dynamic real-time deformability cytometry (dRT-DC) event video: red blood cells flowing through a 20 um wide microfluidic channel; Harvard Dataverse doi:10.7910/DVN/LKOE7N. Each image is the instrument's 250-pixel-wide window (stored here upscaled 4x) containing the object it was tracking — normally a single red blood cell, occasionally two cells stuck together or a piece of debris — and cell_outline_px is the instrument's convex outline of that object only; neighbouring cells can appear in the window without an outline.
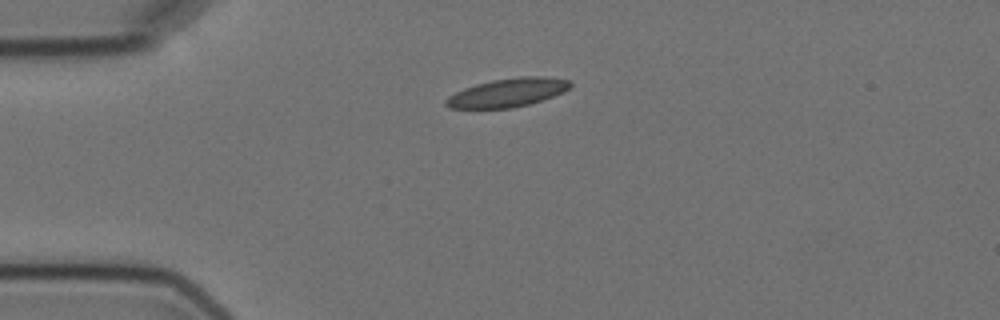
{"species": "Egyptian fruit bat (a non-hibernating species)", "species_latin": "Rousettus aegyptiacus", "temperature_condition": "cold", "stored_images_in_passage": 2, "camera_frame_rate_fps": 3000, "um_per_image_px": 0.085, "animal": {"sex": "female"}, "frame": {"image": 1, "passage_image": 1, "time_ms": 0.0, "image_size_px": [1000, 320], "cell_outline_px": [[572, 84], [564, 92], [528, 104], [512, 108], [448, 108], [444, 104], [444, 100], [448, 96], [464, 88], [476, 84], [492, 80], [520, 76], [544, 76], [572, 80]], "centroid_in_image_um": [43.14, 7.86], "position_along_channel_um": 41.9, "area_um2": 20.69}}
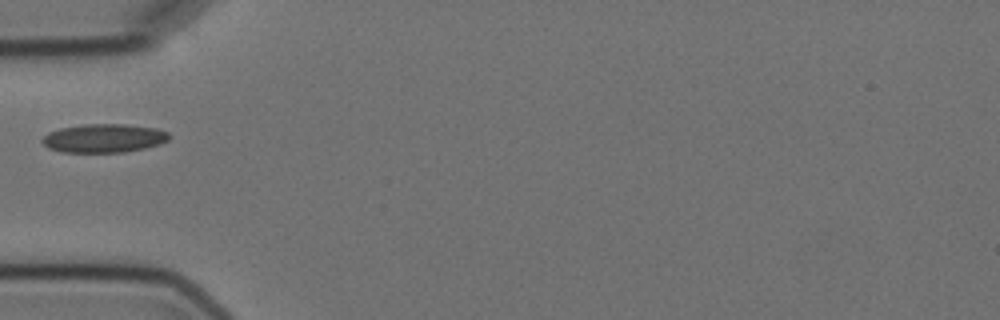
{"frame": {"image": 2, "passage_image": 2, "time_ms": 1.667, "image_size_px": [1000, 320], "cell_outline_px": [[168, 140], [160, 144], [144, 148], [124, 152], [60, 152], [48, 148], [40, 140], [48, 132], [60, 128], [84, 124], [124, 124], [156, 128], [168, 132]], "centroid_in_image_um": [8.8, 11.75], "position_along_channel_um": 76.2, "area_um2": 21.15}}